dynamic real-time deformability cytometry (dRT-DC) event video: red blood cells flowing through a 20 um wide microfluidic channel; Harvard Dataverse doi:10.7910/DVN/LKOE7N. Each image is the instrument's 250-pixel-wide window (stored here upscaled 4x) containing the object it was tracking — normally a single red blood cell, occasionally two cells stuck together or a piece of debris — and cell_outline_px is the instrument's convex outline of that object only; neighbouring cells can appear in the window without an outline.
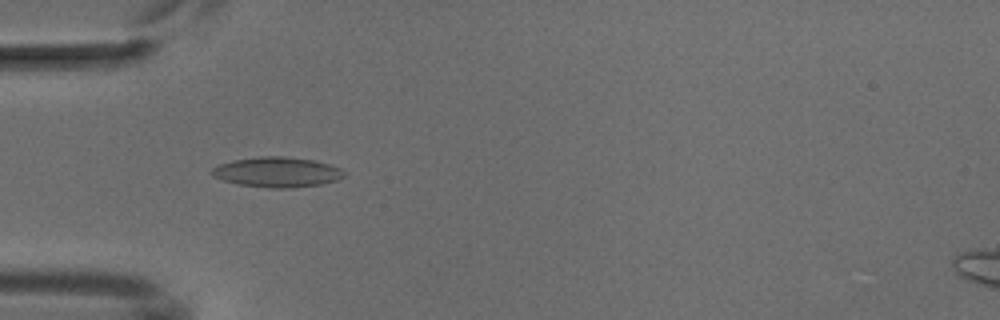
{"species": "common noctule bat (a hibernating species)", "species_latin": "Nyctalus noctula", "temperature_condition": "cold", "stored_images_in_passage": 4, "camera_frame_rate_fps": 3000, "um_per_image_px": 0.085, "animal": {"sex": "male", "body_mass_g": 18.8}, "frame": {"image": 1, "passage_image": 3, "time_ms": 2.667, "image_size_px": [1000, 320], "cell_outline_px": [[344, 176], [336, 180], [320, 184], [292, 188], [268, 188], [236, 184], [212, 176], [208, 172], [212, 168], [220, 164], [232, 160], [260, 156], [280, 156], [312, 160], [328, 164], [340, 168], [344, 172]], "centroid_in_image_um": [23.49, 14.63], "position_along_channel_um": 61.5, "area_um2": 23.18}}
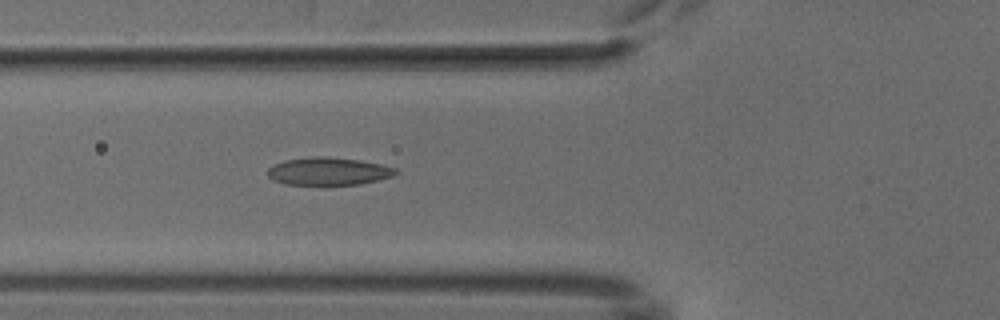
{"frame": {"image": 2, "passage_image": 4, "time_ms": 3.667, "image_size_px": [1000, 320], "cell_outline_px": [[400, 172], [392, 176], [360, 184], [284, 184], [272, 180], [268, 176], [268, 168], [272, 164], [284, 160], [316, 156], [328, 156], [360, 160], [380, 164], [396, 168]], "centroid_in_image_um": [27.89, 14.54], "position_along_channel_um": 97.9, "area_um2": 20.69}}